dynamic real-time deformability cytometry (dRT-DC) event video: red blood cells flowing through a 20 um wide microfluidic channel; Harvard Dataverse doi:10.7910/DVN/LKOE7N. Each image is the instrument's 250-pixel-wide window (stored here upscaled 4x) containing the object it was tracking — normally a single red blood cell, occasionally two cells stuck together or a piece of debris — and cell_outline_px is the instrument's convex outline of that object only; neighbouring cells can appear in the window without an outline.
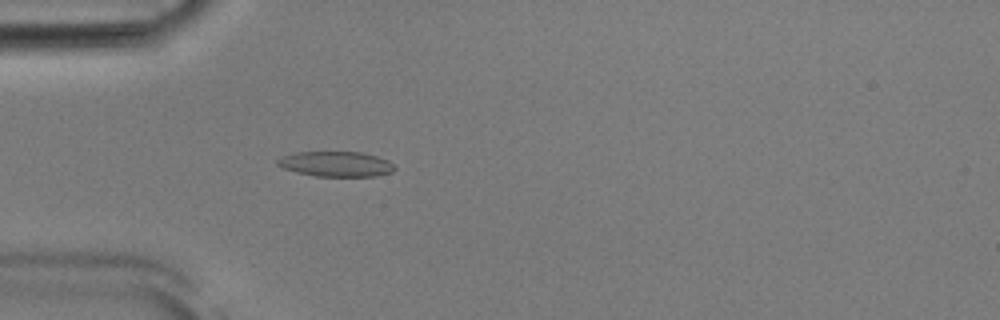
{"species": "Egyptian fruit bat (a non-hibernating species)", "species_latin": "Rousettus aegyptiacus", "temperature_condition": "room temperature", "stored_images_in_passage": 44, "camera_frame_rate_fps": 3000, "um_per_image_px": 0.085, "animal": {"sex": "male"}, "frame": {"image": 1, "passage_image": 7, "time_ms": 2.0, "image_size_px": [1000, 320], "cell_outline_px": [[396, 168], [392, 172], [376, 176], [316, 176], [296, 172], [284, 168], [276, 164], [276, 160], [284, 156], [296, 152], [360, 152], [376, 156], [388, 160]], "centroid_in_image_um": [28.57, 13.94], "position_along_channel_um": 56.4, "area_um2": 17.05}}
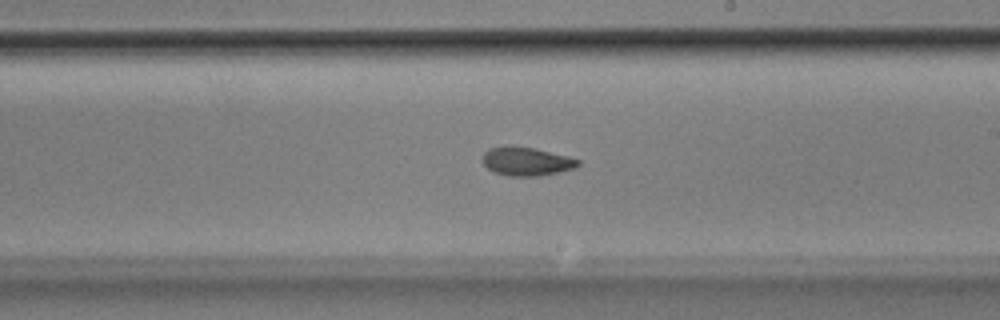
{"frame": {"image": 2, "passage_image": 22, "time_ms": 7.0, "image_size_px": [1000, 320], "cell_outline_px": [[580, 164], [576, 168], [540, 176], [508, 176], [492, 172], [480, 160], [484, 152], [488, 148], [504, 144], [512, 144], [532, 148], [568, 156], [580, 160]], "centroid_in_image_um": [44.69, 13.7], "position_along_channel_um": 244.3, "area_um2": 16.36}}
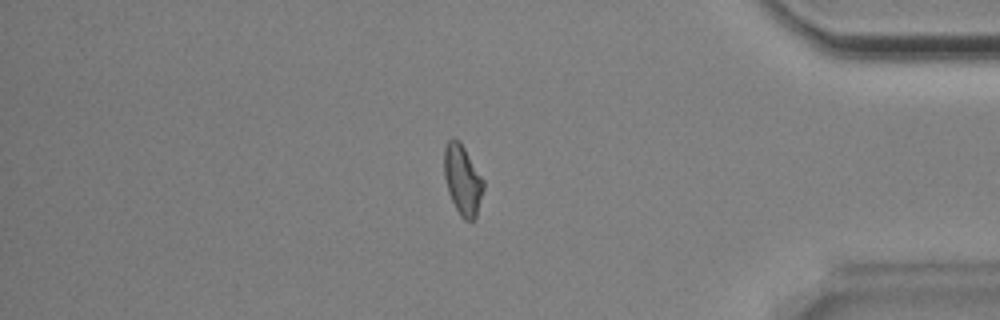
{"frame": {"image": 3, "passage_image": 36, "time_ms": 11.667, "image_size_px": [1000, 320], "cell_outline_px": [[484, 188], [476, 216], [472, 220], [464, 220], [460, 216], [448, 192], [444, 176], [444, 148], [448, 140], [460, 140], [484, 180]], "centroid_in_image_um": [39.32, 15.28], "position_along_channel_um": 395.9, "area_um2": 15.95}, "authors_computed_cell_mechanics": {"area_um2": 16.2996, "velocity_mm_per_s": 3.873, "shape_relaxation_time_tau1_ms": 8.7731, "shape_relaxation_time_tau2_ms": 4.3474, "deformation_change_tau1": 0.1664, "deformation_change_tau2": 0.1024}}